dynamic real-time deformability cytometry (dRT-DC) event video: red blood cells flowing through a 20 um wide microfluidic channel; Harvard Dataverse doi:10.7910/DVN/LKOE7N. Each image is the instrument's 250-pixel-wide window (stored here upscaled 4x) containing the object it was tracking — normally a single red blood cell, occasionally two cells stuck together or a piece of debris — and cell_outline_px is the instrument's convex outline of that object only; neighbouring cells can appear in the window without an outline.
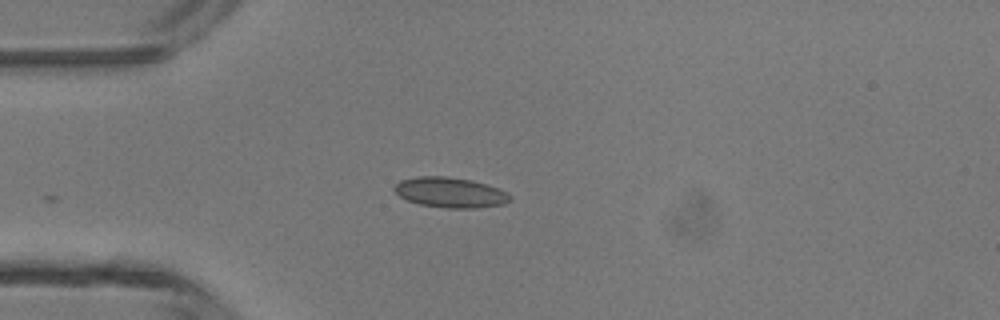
{"species": "common noctule bat (a hibernating species)", "species_latin": "Nyctalus noctula", "temperature_condition": "room temperature", "stored_images_in_passage": 6, "camera_frame_rate_fps": 3000, "um_per_image_px": 0.085, "animal": {"sex": "male", "body_mass_g": 13.3}, "frame": {"image": 1, "passage_image": 1, "time_ms": 0.0, "image_size_px": [1000, 320], "cell_outline_px": [[512, 200], [504, 204], [476, 208], [448, 208], [420, 204], [408, 200], [400, 196], [392, 188], [400, 180], [416, 176], [448, 176], [472, 180], [508, 192], [512, 196]], "centroid_in_image_um": [38.28, 16.35], "position_along_channel_um": 46.7, "area_um2": 20.4}}